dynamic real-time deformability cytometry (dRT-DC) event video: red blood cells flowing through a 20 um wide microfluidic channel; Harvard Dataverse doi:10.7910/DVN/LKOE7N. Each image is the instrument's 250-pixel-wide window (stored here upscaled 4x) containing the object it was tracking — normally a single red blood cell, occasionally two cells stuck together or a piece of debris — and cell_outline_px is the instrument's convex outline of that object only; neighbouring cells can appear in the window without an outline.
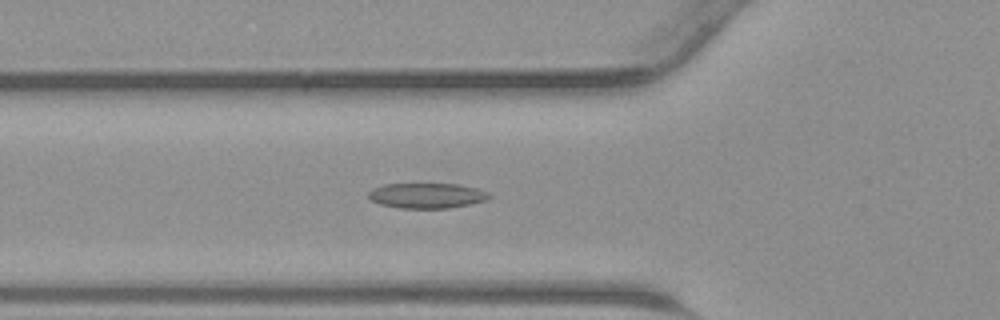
{"species": "common noctule bat (a hibernating species)", "species_latin": "Nyctalus noctula", "temperature_condition": "warm", "stored_images_in_passage": 37, "camera_frame_rate_fps": 3000, "um_per_image_px": 0.085, "animal": {"sex": "male", "body_mass_g": 23.1, "forearm_length_mm": 52.7}, "frame": {"image": 1, "passage_image": 8, "time_ms": 2.333, "image_size_px": [1000, 320], "cell_outline_px": [[492, 196], [488, 200], [448, 208], [400, 208], [380, 204], [372, 200], [368, 196], [368, 192], [372, 188], [384, 184], [456, 184], [476, 188], [488, 192]], "centroid_in_image_um": [36.28, 16.62], "position_along_channel_um": 89.5, "area_um2": 17.69}}
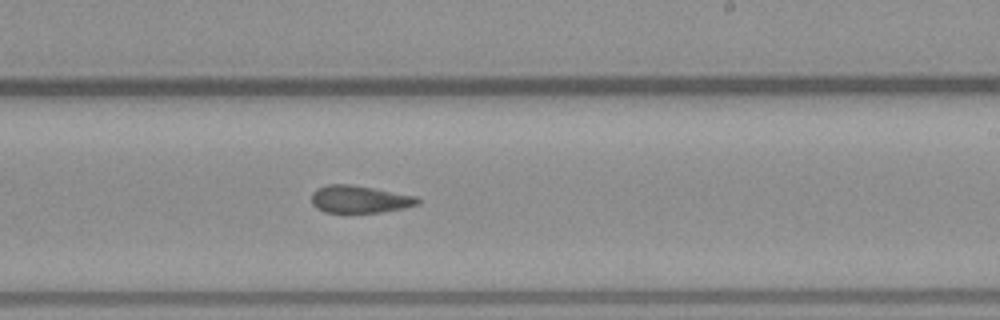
{"frame": {"image": 2, "passage_image": 19, "time_ms": 6.0, "image_size_px": [1000, 320], "cell_outline_px": [[420, 204], [404, 208], [384, 212], [324, 212], [316, 208], [312, 204], [312, 192], [316, 188], [328, 184], [352, 184], [416, 196], [420, 200]], "centroid_in_image_um": [30.56, 16.93], "position_along_channel_um": 258.4, "area_um2": 17.05}}
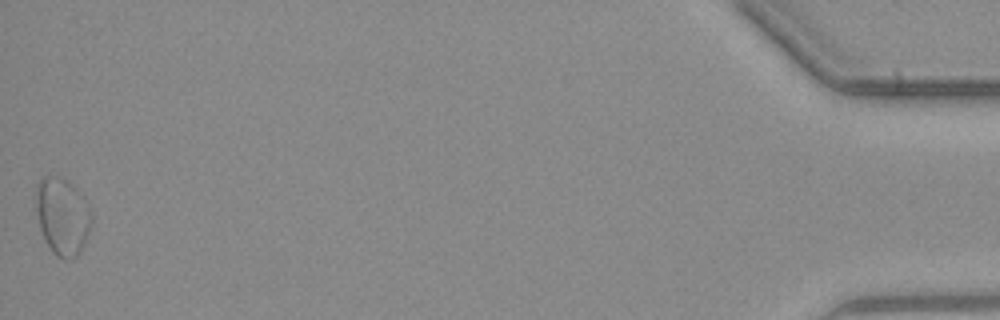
{"frame": {"image": 3, "passage_image": 37, "time_ms": 12.0, "image_size_px": [1000, 320], "cell_outline_px": [[92, 224], [80, 252], [72, 260], [64, 260], [56, 256], [52, 252], [44, 240], [40, 228], [36, 212], [36, 184], [44, 176], [60, 176], [68, 180], [84, 196], [92, 212]], "centroid_in_image_um": [5.31, 18.38], "position_along_channel_um": 429.9, "area_um2": 25.49}}